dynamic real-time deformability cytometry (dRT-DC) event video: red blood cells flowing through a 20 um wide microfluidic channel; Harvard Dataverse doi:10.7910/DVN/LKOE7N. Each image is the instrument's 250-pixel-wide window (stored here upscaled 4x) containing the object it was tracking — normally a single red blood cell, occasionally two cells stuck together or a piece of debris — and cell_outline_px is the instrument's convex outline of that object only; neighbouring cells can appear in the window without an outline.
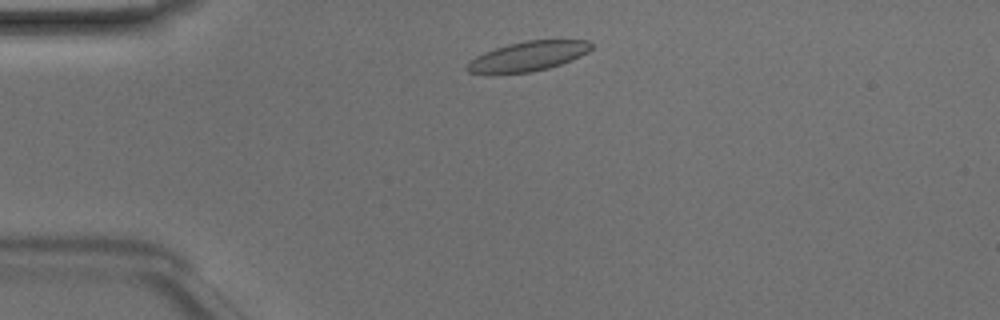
{"species": "Egyptian fruit bat (a non-hibernating species)", "species_latin": "Rousettus aegyptiacus", "temperature_condition": "room temperature", "stored_images_in_passage": 41, "camera_frame_rate_fps": 3000, "um_per_image_px": 0.085, "animal": {"sex": "male"}, "frame": {"image": 1, "passage_image": 4, "time_ms": 1.0, "image_size_px": [1000, 320], "cell_outline_px": [[592, 48], [588, 52], [572, 60], [548, 68], [532, 72], [492, 76], [488, 76], [468, 72], [464, 68], [476, 56], [484, 52], [508, 44], [524, 40], [588, 40], [592, 44]], "centroid_in_image_um": [44.81, 4.82], "position_along_channel_um": 40.2, "area_um2": 22.02}}
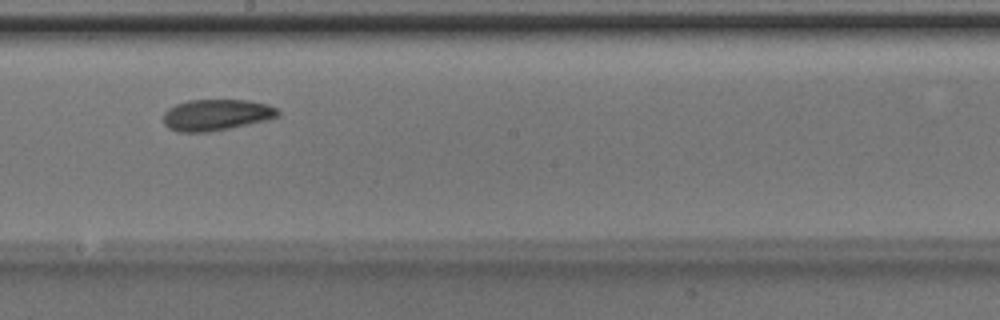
{"frame": {"image": 2, "passage_image": 20, "time_ms": 6.333, "image_size_px": [1000, 320], "cell_outline_px": [[280, 112], [276, 116], [264, 120], [228, 128], [208, 132], [180, 132], [168, 128], [164, 124], [164, 112], [168, 108], [176, 104], [188, 100], [248, 100], [268, 104], [276, 108]], "centroid_in_image_um": [18.34, 9.75], "position_along_channel_um": 229.9, "area_um2": 20.63}}
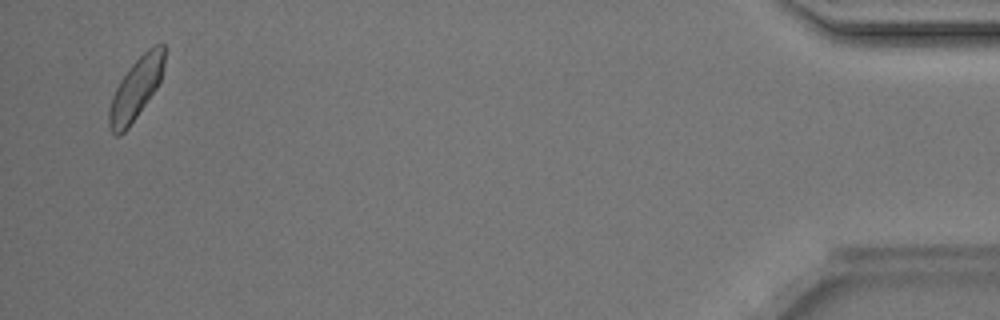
{"frame": {"image": 3, "passage_image": 40, "time_ms": 13.0, "image_size_px": [1000, 320], "cell_outline_px": [[164, 64], [160, 80], [156, 88], [128, 128], [120, 136], [116, 136], [112, 132], [108, 124], [108, 112], [112, 96], [120, 80], [128, 68], [148, 48], [156, 44], [164, 44]], "centroid_in_image_um": [11.53, 7.55], "position_along_channel_um": 423.7, "area_um2": 19.54}, "authors_computed_cell_mechanics": {"area_um2": 20.4034, "velocity_mm_per_s": 4.1249, "shape_relaxation_time_tau1_ms": 6.0357, "shape_relaxation_time_tau2_ms": 3.7676, "deformation_change_tau1": 0.092, "deformation_change_tau2": 0.0919}}